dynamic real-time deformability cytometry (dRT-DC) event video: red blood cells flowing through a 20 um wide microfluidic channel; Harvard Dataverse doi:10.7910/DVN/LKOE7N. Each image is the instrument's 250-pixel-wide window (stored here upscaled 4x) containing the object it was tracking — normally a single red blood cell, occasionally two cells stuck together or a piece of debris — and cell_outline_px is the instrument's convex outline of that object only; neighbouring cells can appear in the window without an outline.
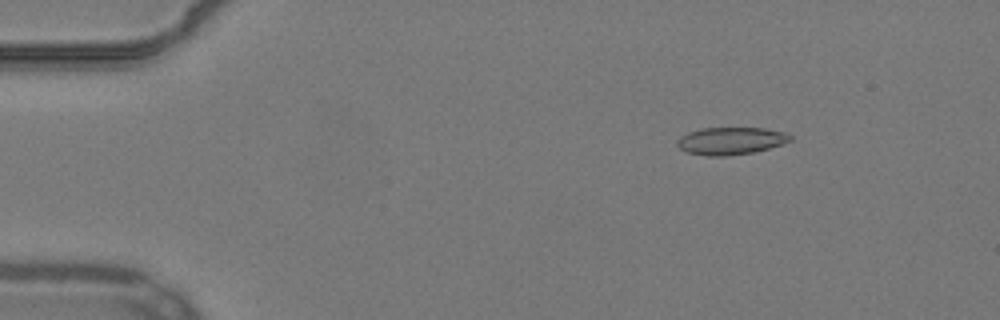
{"species": "common noctule bat (a hibernating species)", "species_latin": "Nyctalus noctula", "temperature_condition": "warm", "stored_images_in_passage": 54, "camera_frame_rate_fps": 3000, "um_per_image_px": 0.085, "animal": {"sex": "male", "body_mass_g": 19.2, "forearm_length_mm": 51.8}, "frame": {"image": 1, "passage_image": 8, "time_ms": 2.333, "image_size_px": [1000, 320], "cell_outline_px": [[792, 140], [768, 148], [752, 152], [724, 156], [708, 156], [688, 152], [680, 148], [676, 144], [676, 140], [680, 136], [688, 132], [700, 128], [764, 128], [784, 132], [792, 136]], "centroid_in_image_um": [62.08, 11.96], "position_along_channel_um": 22.9, "area_um2": 17.92}}
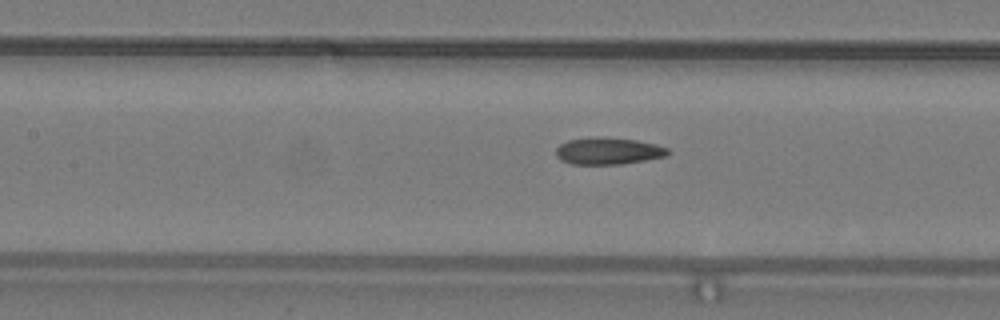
{"frame": {"image": 2, "passage_image": 25, "time_ms": 8.0, "image_size_px": [1000, 320], "cell_outline_px": [[672, 152], [668, 156], [620, 164], [572, 164], [560, 160], [556, 156], [556, 148], [560, 144], [568, 140], [596, 136], [636, 140], [656, 144], [668, 148]], "centroid_in_image_um": [51.71, 12.83], "position_along_channel_um": 155.7, "area_um2": 17.69}}
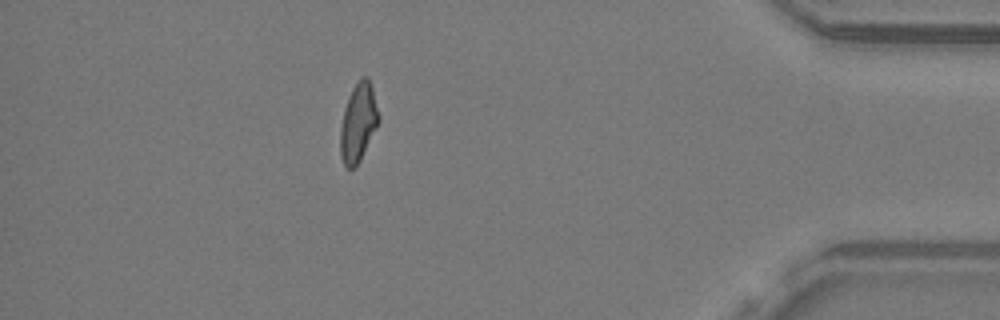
{"frame": {"image": 3, "passage_image": 48, "time_ms": 15.667, "image_size_px": [1000, 320], "cell_outline_px": [[380, 120], [356, 168], [344, 168], [340, 156], [340, 128], [344, 108], [348, 96], [356, 80], [360, 76], [368, 76], [372, 88], [380, 116]], "centroid_in_image_um": [30.43, 10.4], "position_along_channel_um": 404.8, "area_um2": 17.86}, "authors_computed_cell_mechanics": {"area_um2": 17.8891, "velocity_mm_per_s": 3.8528, "shape_relaxation_time_tau1_ms": null, "shape_relaxation_time_tau2_ms": 3.2019, "deformation_change_tau1": null, "deformation_change_tau2": 0.1041}}